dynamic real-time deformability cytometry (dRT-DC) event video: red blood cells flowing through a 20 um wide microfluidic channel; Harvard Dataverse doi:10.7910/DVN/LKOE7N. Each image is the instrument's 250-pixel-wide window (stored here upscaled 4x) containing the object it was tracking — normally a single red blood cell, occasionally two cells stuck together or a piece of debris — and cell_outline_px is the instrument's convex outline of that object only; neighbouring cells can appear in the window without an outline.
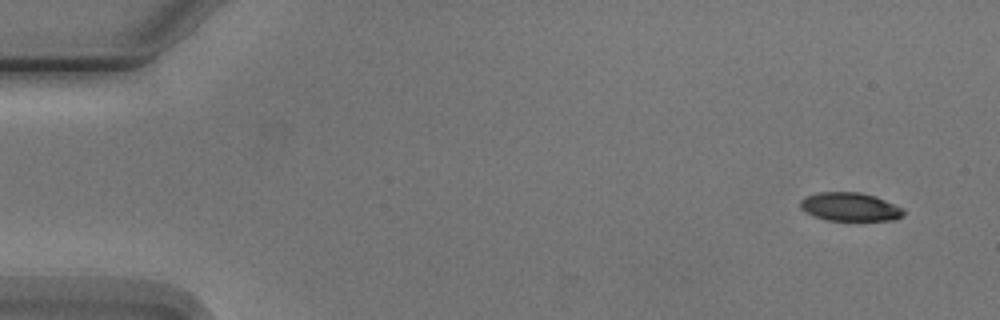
{"species": "Egyptian fruit bat (a non-hibernating species)", "species_latin": "Rousettus aegyptiacus", "temperature_condition": "cold", "stored_images_in_passage": 8, "camera_frame_rate_fps": 3000, "um_per_image_px": 0.085, "animal": {"sex": "male"}, "frame": {"image": 1, "passage_image": 1, "time_ms": 0.0, "image_size_px": [1000, 320], "cell_outline_px": [[904, 216], [896, 220], [828, 220], [816, 216], [800, 208], [800, 200], [804, 196], [816, 192], [860, 192], [876, 196], [904, 208]], "centroid_in_image_um": [72.28, 17.57], "position_along_channel_um": 12.7, "area_um2": 17.22}}
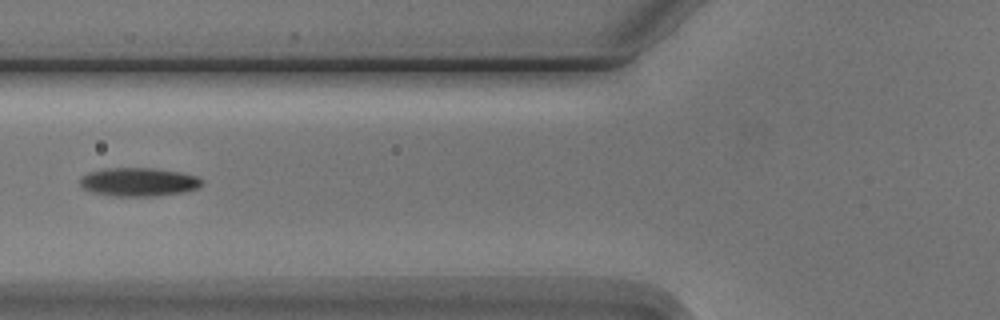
{"frame": {"image": 2, "passage_image": 6, "time_ms": 6.0, "image_size_px": [1000, 320], "cell_outline_px": [[204, 180], [200, 188], [184, 192], [156, 196], [112, 196], [92, 192], [80, 188], [80, 176], [88, 172], [108, 168], [152, 168], [180, 172], [196, 176]], "centroid_in_image_um": [11.77, 15.47], "position_along_channel_um": 114.0, "area_um2": 20.52}}
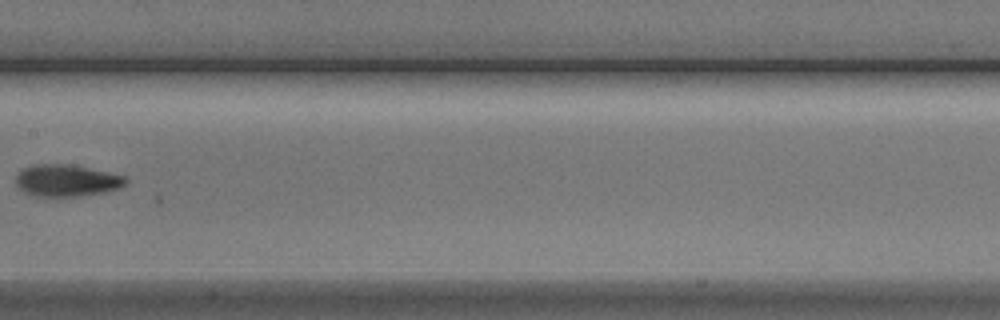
{"frame": {"image": 3, "passage_image": 8, "time_ms": 8.333, "image_size_px": [1000, 320], "cell_outline_px": [[128, 184], [120, 188], [104, 192], [80, 196], [36, 196], [24, 192], [16, 188], [16, 176], [24, 168], [32, 164], [68, 164], [88, 168], [124, 176], [128, 180]], "centroid_in_image_um": [5.65, 15.35], "position_along_channel_um": 201.8, "area_um2": 20.4}}